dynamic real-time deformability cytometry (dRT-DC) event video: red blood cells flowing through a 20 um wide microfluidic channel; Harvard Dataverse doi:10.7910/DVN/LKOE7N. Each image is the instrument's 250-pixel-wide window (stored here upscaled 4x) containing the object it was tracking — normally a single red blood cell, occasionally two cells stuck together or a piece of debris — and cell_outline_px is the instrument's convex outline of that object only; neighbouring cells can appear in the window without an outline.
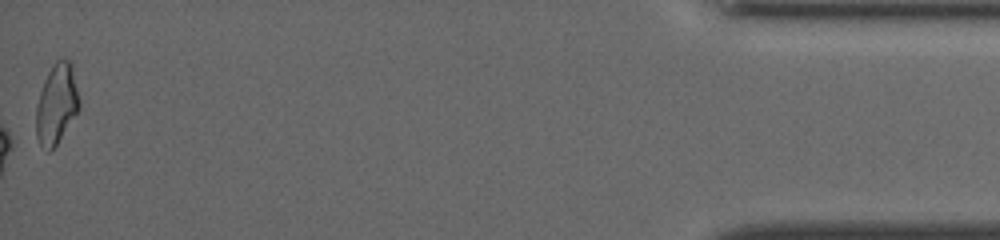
{"species": "common noctule bat (a hibernating species)", "species_latin": "Nyctalus noctula", "temperature_condition": "cold", "stored_images_in_passage": 50, "camera_frame_rate_fps": 3000, "um_per_image_px": 0.085, "animal": {"sex": "female", "body_mass_g": 19.5, "forearm_length_mm": 54.1}, "frame": {"image": 1, "passage_image": 50, "time_ms": 16.333, "image_size_px": [1000, 240], "cell_outline_px": [[80, 108], [56, 144], [48, 152], [40, 144], [36, 136], [36, 108], [40, 92], [44, 80], [52, 64], [56, 60], [68, 60], [72, 64], [80, 104]], "centroid_in_image_um": [4.8, 8.82], "position_along_channel_um": 430.4, "area_um2": 19.83}, "authors_computed_cell_mechanics": {"area_um2": 17.6868, "velocity_mm_per_s": 3.8865, "shape_relaxation_time_tau1_ms": null, "shape_relaxation_time_tau2_ms": 4.9561, "deformation_change_tau1": null, "deformation_change_tau2": 0.1239}}